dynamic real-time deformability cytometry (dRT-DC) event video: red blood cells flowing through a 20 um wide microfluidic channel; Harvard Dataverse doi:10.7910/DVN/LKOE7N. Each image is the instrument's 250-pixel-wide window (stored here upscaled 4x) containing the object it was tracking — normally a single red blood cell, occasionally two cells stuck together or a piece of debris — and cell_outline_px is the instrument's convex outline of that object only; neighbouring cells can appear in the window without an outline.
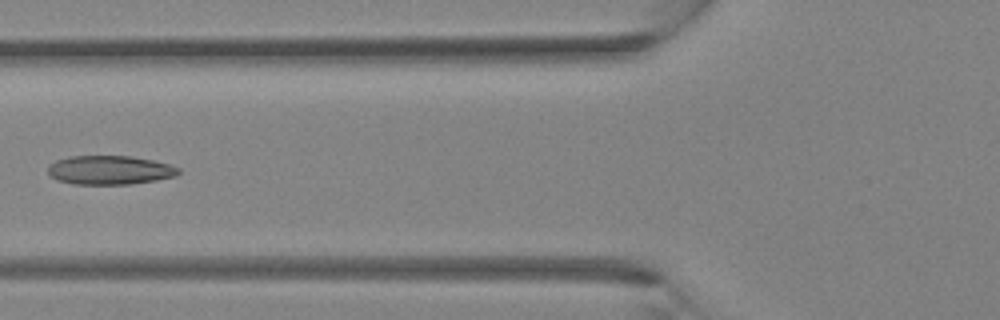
{"species": "Egyptian fruit bat (a non-hibernating species)", "species_latin": "Rousettus aegyptiacus", "temperature_condition": "room temperature", "stored_images_in_passage": 5, "camera_frame_rate_fps": 3000, "um_per_image_px": 0.085, "animal": {"sex": "female"}, "frame": {"image": 1, "passage_image": 5, "time_ms": 4.667, "image_size_px": [1000, 320], "cell_outline_px": [[180, 172], [176, 176], [156, 180], [132, 184], [72, 184], [56, 180], [48, 176], [48, 164], [56, 160], [68, 156], [132, 156], [152, 160], [168, 164], [180, 168]], "centroid_in_image_um": [9.29, 14.46], "position_along_channel_um": 116.5, "area_um2": 22.25}}